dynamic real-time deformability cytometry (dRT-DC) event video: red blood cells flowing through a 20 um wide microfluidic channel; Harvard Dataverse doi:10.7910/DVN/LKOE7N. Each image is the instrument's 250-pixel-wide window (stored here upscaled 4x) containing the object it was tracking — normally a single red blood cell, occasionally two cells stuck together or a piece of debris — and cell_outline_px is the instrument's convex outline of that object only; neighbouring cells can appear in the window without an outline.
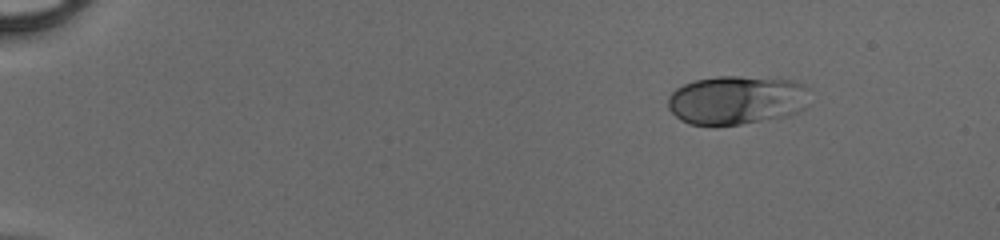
{"species": "human", "species_latin": "Homo sapiens", "temperature_condition": "cold", "stored_images_in_passage": 43, "camera_frame_rate_fps": 3000, "um_per_image_px": 0.085, "donor": {"sex": "male"}, "frame": {"image": 1, "passage_image": 1, "time_ms": 0.0, "image_size_px": [1000, 240], "cell_outline_px": [[808, 88], [804, 108], [800, 112], [788, 116], [716, 128], [688, 124], [680, 120], [668, 108], [668, 96], [676, 88], [684, 84], [696, 80], [716, 76], [740, 76], [792, 80], [804, 84]], "centroid_in_image_um": [62.57, 8.53], "position_along_channel_um": 22.4, "area_um2": 41.04}}
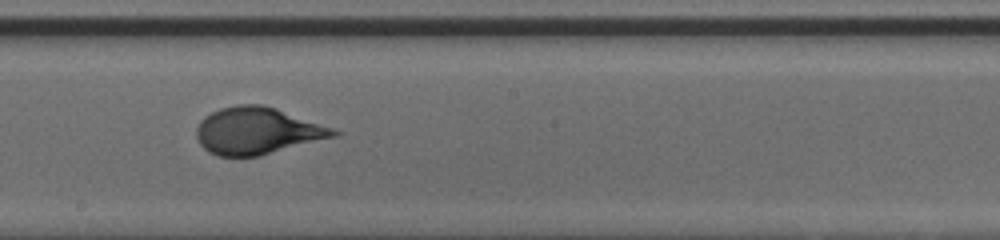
{"frame": {"image": 2, "passage_image": 24, "time_ms": 7.667, "image_size_px": [1000, 240], "cell_outline_px": [[344, 132], [340, 136], [260, 156], [216, 156], [208, 152], [200, 144], [196, 136], [196, 128], [200, 120], [204, 116], [220, 108], [236, 104], [264, 104], [276, 108]], "centroid_in_image_um": [21.89, 11.13], "position_along_channel_um": 226.3, "area_um2": 37.97}}
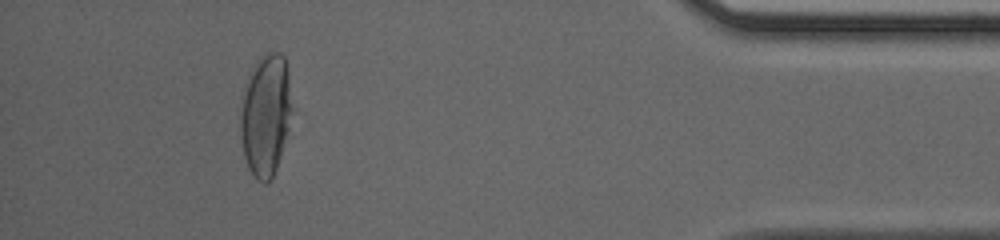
{"frame": {"image": 3, "passage_image": 40, "time_ms": 13.0, "image_size_px": [1000, 240], "cell_outline_px": [[288, 128], [280, 156], [276, 168], [268, 184], [264, 184], [256, 180], [248, 168], [244, 156], [240, 136], [240, 112], [244, 92], [252, 68], [256, 60], [264, 52], [280, 52], [284, 56], [288, 72]], "centroid_in_image_um": [22.52, 9.8], "position_along_channel_um": 412.7, "area_um2": 35.78}}